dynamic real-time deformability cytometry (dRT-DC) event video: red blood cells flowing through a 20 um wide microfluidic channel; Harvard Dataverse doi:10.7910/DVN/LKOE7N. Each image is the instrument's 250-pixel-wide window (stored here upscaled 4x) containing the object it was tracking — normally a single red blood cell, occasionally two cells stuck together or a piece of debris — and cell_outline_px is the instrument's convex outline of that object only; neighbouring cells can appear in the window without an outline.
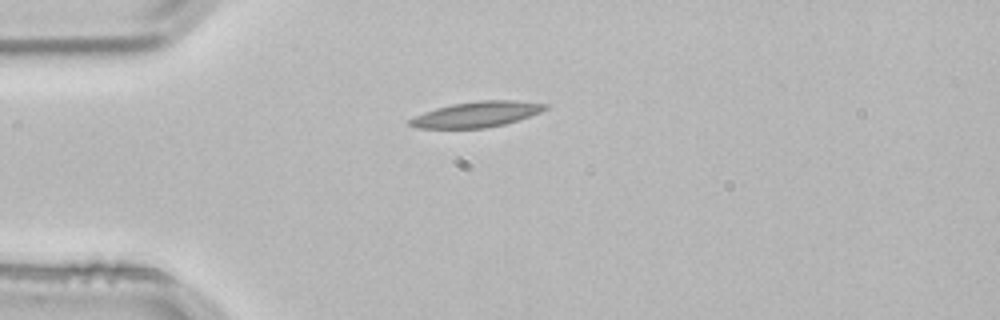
{"species": "common noctule bat (a hibernating species)", "species_latin": "Nyctalus noctula", "temperature_condition": "room temperature", "stored_images_in_passage": 1, "camera_frame_rate_fps": 3000, "um_per_image_px": 0.085, "animal": {"sex": "male", "body_mass_g": 21.5, "forearm_length_mm": 52.0}, "frame": {"image": 1, "passage_image": 1, "time_ms": 0.0, "image_size_px": [1000, 320], "cell_outline_px": [[548, 108], [540, 112], [504, 124], [484, 128], [416, 128], [408, 124], [408, 120], [424, 112], [436, 108], [452, 104], [476, 100], [516, 100], [548, 104]], "centroid_in_image_um": [40.5, 9.71], "position_along_channel_um": 44.5, "area_um2": 20.06}}